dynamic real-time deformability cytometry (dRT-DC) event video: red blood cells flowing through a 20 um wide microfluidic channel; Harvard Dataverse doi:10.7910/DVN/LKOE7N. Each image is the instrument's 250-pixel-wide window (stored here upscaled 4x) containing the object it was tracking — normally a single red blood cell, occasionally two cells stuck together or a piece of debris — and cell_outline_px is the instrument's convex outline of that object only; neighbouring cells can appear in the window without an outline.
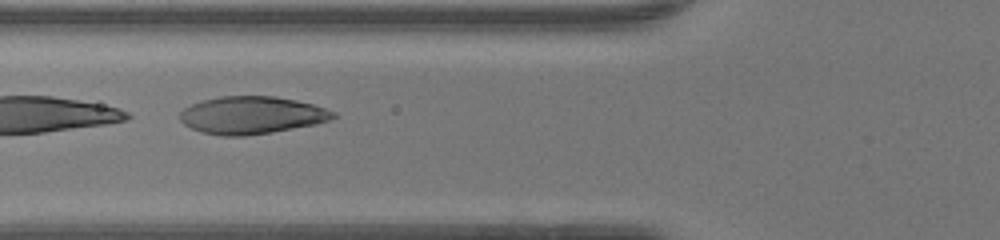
{"species": "human", "species_latin": "Homo sapiens", "temperature_condition": "warm", "stored_images_in_passage": 35, "camera_frame_rate_fps": 3000, "um_per_image_px": 0.085, "donor": {"sex": "female"}, "frame": {"image": 1, "passage_image": 6, "time_ms": 1.667, "image_size_px": [1000, 240], "cell_outline_px": [[336, 116], [328, 120], [316, 124], [272, 132], [244, 136], [220, 136], [204, 132], [192, 128], [184, 124], [180, 120], [180, 112], [184, 108], [192, 104], [204, 100], [220, 96], [276, 96], [296, 100], [312, 104], [336, 112]], "centroid_in_image_um": [21.39, 9.79], "position_along_channel_um": 104.4, "area_um2": 33.35}}
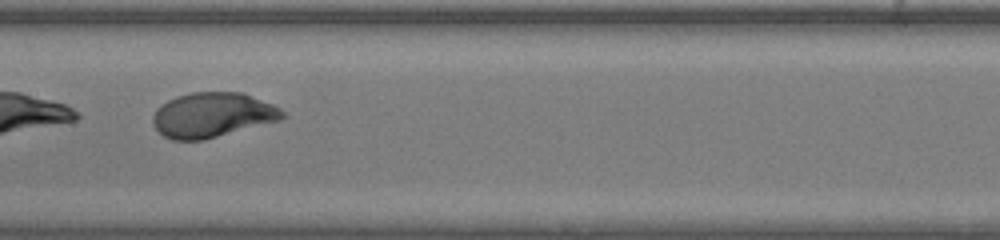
{"frame": {"image": 2, "passage_image": 12, "time_ms": 3.667, "image_size_px": [1000, 240], "cell_outline_px": [[284, 116], [280, 120], [204, 140], [172, 140], [164, 136], [152, 124], [152, 116], [156, 108], [168, 100], [176, 96], [192, 92], [240, 92], [272, 104], [280, 108], [284, 112]], "centroid_in_image_um": [18.02, 9.78], "position_along_channel_um": 189.4, "area_um2": 33.76}}
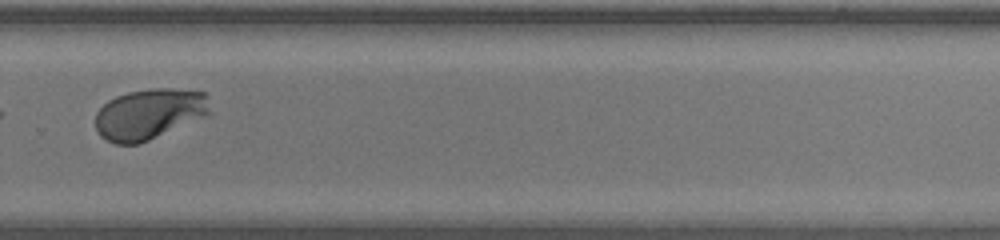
{"frame": {"image": 3, "passage_image": 21, "time_ms": 6.667, "image_size_px": [1000, 240], "cell_outline_px": [[212, 112], [208, 116], [148, 140], [136, 144], [116, 144], [100, 136], [96, 128], [96, 112], [108, 100], [116, 96], [128, 92], [152, 88], [172, 88], [204, 92], [208, 96]], "centroid_in_image_um": [12.72, 9.68], "position_along_channel_um": 317.1, "area_um2": 34.04}, "authors_computed_cell_mechanics": {"area_um2": 33.813, "velocity_mm_per_s": 4.2534, "shape_relaxation_time_tau1_ms": 1.1269, "shape_relaxation_time_tau2_ms": null, "deformation_change_tau1": 0.3632, "deformation_change_tau2": null}}